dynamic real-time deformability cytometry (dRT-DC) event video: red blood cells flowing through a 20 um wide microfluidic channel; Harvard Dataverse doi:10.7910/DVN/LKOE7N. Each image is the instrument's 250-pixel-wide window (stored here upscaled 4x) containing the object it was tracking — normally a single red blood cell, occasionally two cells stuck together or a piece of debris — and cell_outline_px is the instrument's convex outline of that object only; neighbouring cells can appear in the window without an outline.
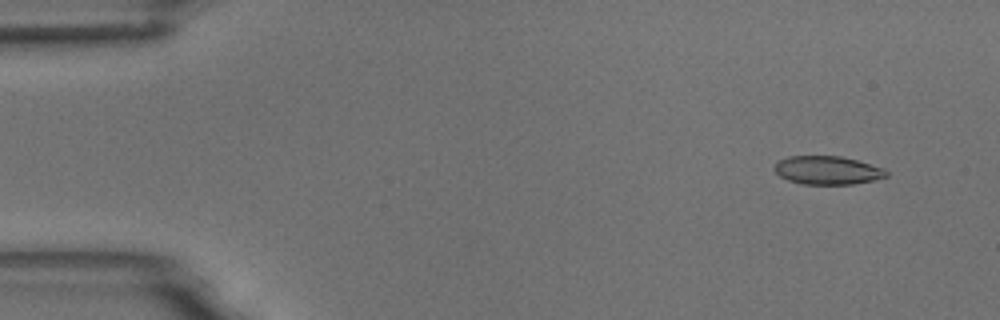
{"species": "common noctule bat (a hibernating species)", "species_latin": "Nyctalus noctula", "temperature_condition": "room temperature", "stored_images_in_passage": 4, "camera_frame_rate_fps": 3000, "um_per_image_px": 0.085, "animal": {"sex": "male", "body_mass_g": 18.8}, "frame": {"image": 1, "passage_image": 1, "time_ms": 0.0, "image_size_px": [1000, 320], "cell_outline_px": [[888, 176], [872, 180], [852, 184], [804, 184], [788, 180], [780, 176], [772, 168], [780, 160], [788, 156], [840, 156], [856, 160], [884, 168], [888, 172]], "centroid_in_image_um": [70.33, 14.47], "position_along_channel_um": 14.7, "area_um2": 18.38}}